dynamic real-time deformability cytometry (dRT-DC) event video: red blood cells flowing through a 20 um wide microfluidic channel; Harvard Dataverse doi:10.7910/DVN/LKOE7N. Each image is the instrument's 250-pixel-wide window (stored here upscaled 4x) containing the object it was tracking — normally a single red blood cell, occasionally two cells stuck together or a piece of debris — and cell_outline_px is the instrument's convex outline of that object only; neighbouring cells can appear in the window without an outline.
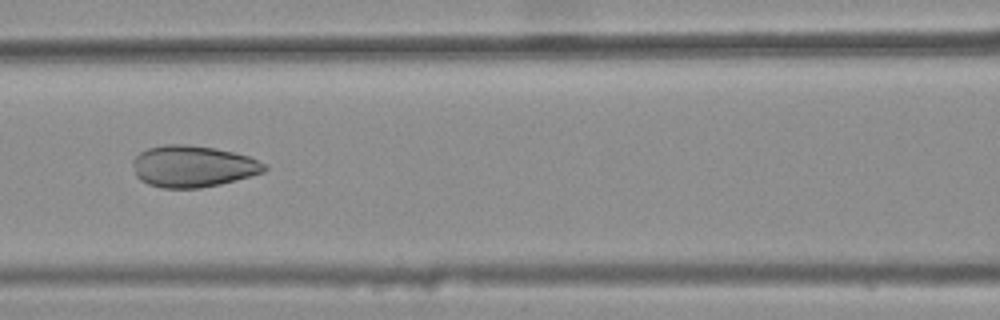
{"species": "common noctule bat (a hibernating species)", "species_latin": "Nyctalus noctula", "temperature_condition": "warm", "stored_images_in_passage": 36, "camera_frame_rate_fps": 3000, "um_per_image_px": 0.085, "animal": {"sex": "female", "body_mass_g": 25.1}, "frame": {"image": 1, "passage_image": 14, "time_ms": 4.333, "image_size_px": [1000, 320], "cell_outline_px": [[268, 168], [264, 172], [236, 180], [220, 184], [200, 188], [160, 188], [148, 184], [140, 180], [136, 176], [132, 164], [132, 160], [140, 152], [148, 148], [164, 144], [188, 144], [216, 148], [236, 152], [248, 156], [268, 164]], "centroid_in_image_um": [16.4, 14.13], "position_along_channel_um": 150.2, "area_um2": 32.25}}
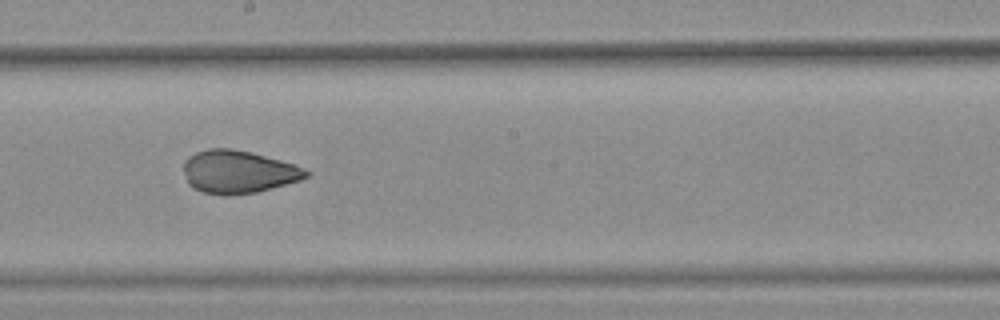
{"frame": {"image": 2, "passage_image": 20, "time_ms": 6.333, "image_size_px": [1000, 320], "cell_outline_px": [[312, 172], [308, 176], [300, 180], [256, 192], [228, 196], [204, 192], [192, 188], [188, 184], [184, 172], [184, 160], [188, 156], [196, 152], [208, 148], [228, 148], [248, 152], [280, 160], [292, 164]], "centroid_in_image_um": [20.21, 14.61], "position_along_channel_um": 228.0, "area_um2": 30.4}}
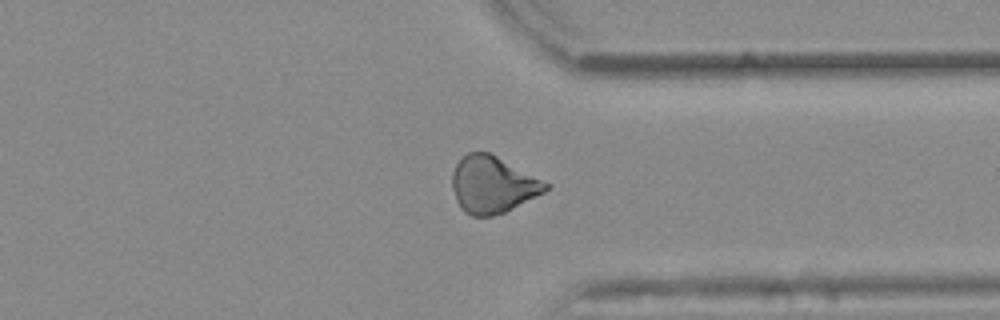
{"frame": {"image": 3, "passage_image": 31, "time_ms": 10.0, "image_size_px": [1000, 320], "cell_outline_px": [[548, 188], [544, 192], [504, 212], [492, 216], [472, 216], [464, 212], [460, 208], [456, 200], [452, 188], [452, 172], [456, 164], [468, 152], [488, 152], [496, 156], [548, 184]], "centroid_in_image_um": [41.8, 15.71], "position_along_channel_um": 369.6, "area_um2": 30.29}}